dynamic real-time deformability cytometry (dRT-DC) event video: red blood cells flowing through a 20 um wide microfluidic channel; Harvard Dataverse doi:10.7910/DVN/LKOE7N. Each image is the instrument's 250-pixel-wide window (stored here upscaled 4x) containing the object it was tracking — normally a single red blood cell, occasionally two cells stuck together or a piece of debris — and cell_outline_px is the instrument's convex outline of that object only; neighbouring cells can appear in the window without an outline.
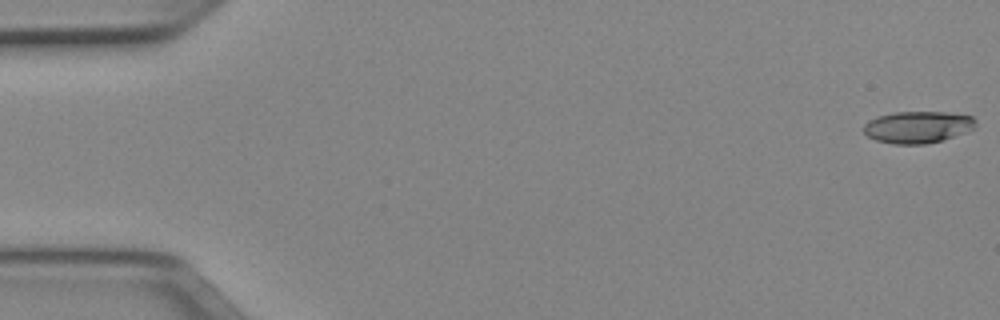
{"species": "Egyptian fruit bat (a non-hibernating species)", "species_latin": "Rousettus aegyptiacus", "temperature_condition": "cold", "stored_images_in_passage": 35, "camera_frame_rate_fps": 3000, "um_per_image_px": 0.085, "animal": {"sex": "female"}, "frame": {"image": 1, "passage_image": 1, "time_ms": 0.0, "image_size_px": [1000, 320], "cell_outline_px": [[976, 128], [944, 140], [928, 144], [892, 144], [876, 140], [868, 136], [864, 132], [864, 124], [868, 120], [876, 116], [896, 112], [948, 112], [972, 116], [976, 120]], "centroid_in_image_um": [78.02, 10.8], "position_along_channel_um": 7.0, "area_um2": 21.04}}
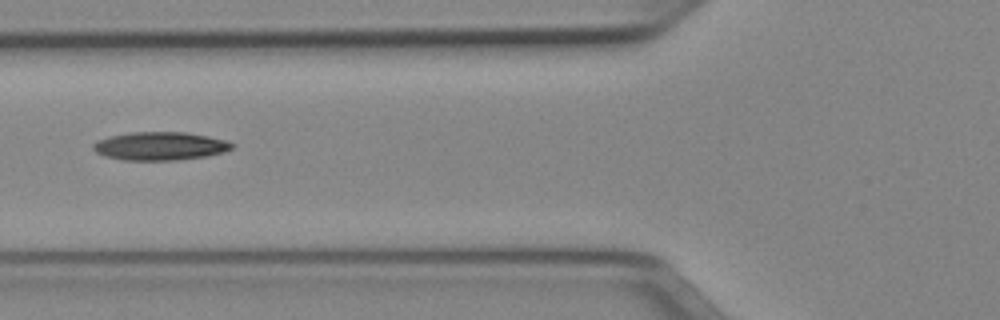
{"frame": {"image": 2, "passage_image": 20, "time_ms": 6.333, "image_size_px": [1000, 320], "cell_outline_px": [[232, 148], [224, 152], [208, 156], [176, 160], [120, 160], [104, 156], [96, 152], [92, 148], [92, 144], [96, 140], [112, 136], [132, 132], [188, 132], [208, 136], [224, 140], [232, 144]], "centroid_in_image_um": [13.57, 12.42], "position_along_channel_um": 112.2, "area_um2": 22.89}}
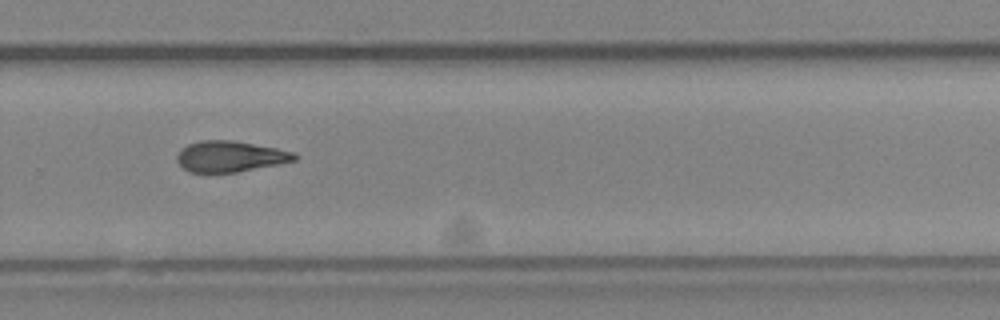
{"frame": {"image": 3, "passage_image": 35, "time_ms": 11.333, "image_size_px": [1000, 320], "cell_outline_px": [[296, 160], [236, 172], [188, 172], [176, 160], [176, 156], [180, 148], [188, 144], [200, 140], [232, 140], [276, 148], [296, 152]], "centroid_in_image_um": [19.52, 13.28], "position_along_channel_um": 310.3, "area_um2": 21.04}}